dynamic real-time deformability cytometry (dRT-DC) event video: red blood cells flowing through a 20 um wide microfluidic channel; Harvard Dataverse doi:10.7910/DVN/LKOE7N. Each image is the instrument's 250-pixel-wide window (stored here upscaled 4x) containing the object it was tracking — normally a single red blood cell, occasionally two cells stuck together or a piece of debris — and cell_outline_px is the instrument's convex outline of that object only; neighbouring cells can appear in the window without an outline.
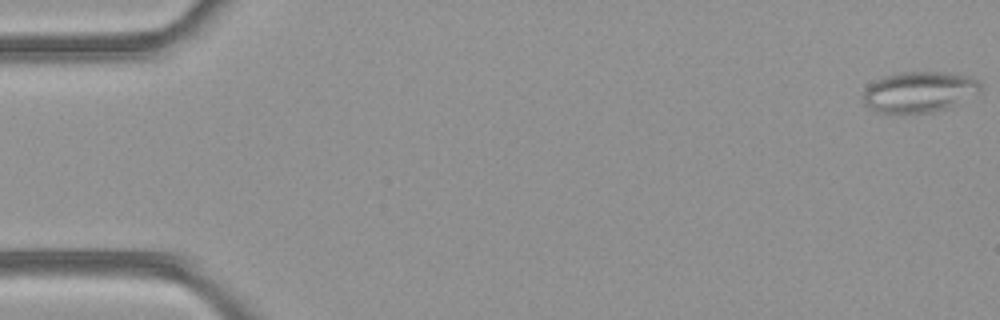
{"species": "common noctule bat (a hibernating species)", "species_latin": "Nyctalus noctula", "temperature_condition": "room temperature", "stored_images_in_passage": 51, "camera_frame_rate_fps": 3000, "um_per_image_px": 0.085, "animal": {"sex": "female", "body_mass_g": 21.9}, "frame": {"image": 1, "passage_image": 1, "time_ms": 0.0, "image_size_px": [1000, 320], "cell_outline_px": [[980, 92], [948, 108], [932, 112], [880, 112], [868, 108], [864, 104], [864, 92], [868, 84], [884, 76], [900, 72], [944, 72], [972, 76], [980, 80]], "centroid_in_image_um": [78.15, 7.79], "position_along_channel_um": 6.8, "area_um2": 27.8}}
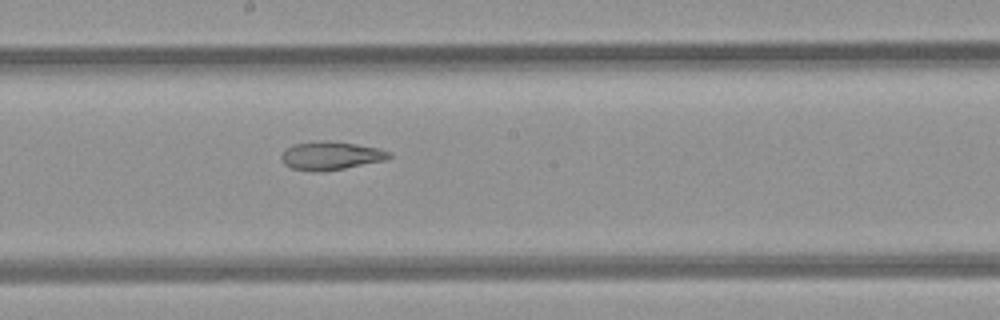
{"frame": {"image": 2, "passage_image": 28, "time_ms": 9.0, "image_size_px": [1000, 320], "cell_outline_px": [[392, 156], [384, 160], [344, 168], [316, 172], [292, 168], [284, 164], [280, 156], [292, 144], [320, 140], [328, 140], [356, 144], [376, 148], [392, 152]], "centroid_in_image_um": [28.1, 13.22], "position_along_channel_um": 220.1, "area_um2": 17.63}}
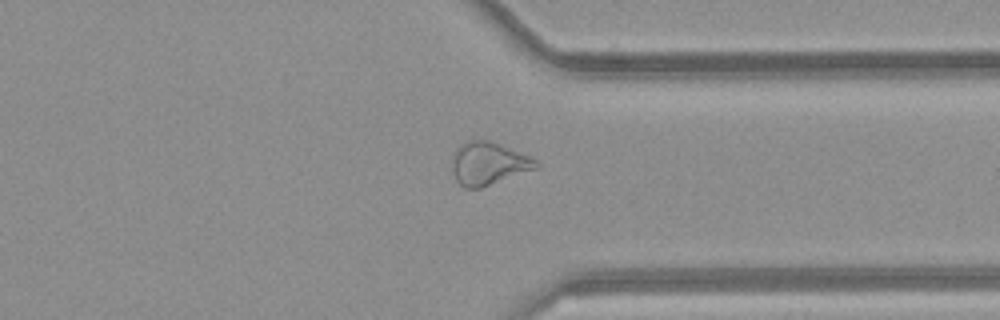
{"frame": {"image": 3, "passage_image": 39, "time_ms": 12.667, "image_size_px": [1000, 320], "cell_outline_px": [[540, 168], [480, 188], [464, 188], [456, 180], [452, 172], [452, 156], [456, 148], [460, 144], [472, 140], [488, 140], [500, 144], [532, 156], [540, 164]], "centroid_in_image_um": [41.54, 13.9], "position_along_channel_um": 369.9, "area_um2": 21.27}, "authors_computed_cell_mechanics": {"area_um2": 23.4668, "velocity_mm_per_s": 4.1319, "shape_relaxation_time_tau1_ms": null, "shape_relaxation_time_tau2_ms": 3.2855, "deformation_change_tau1": null, "deformation_change_tau2": 0.1144}}